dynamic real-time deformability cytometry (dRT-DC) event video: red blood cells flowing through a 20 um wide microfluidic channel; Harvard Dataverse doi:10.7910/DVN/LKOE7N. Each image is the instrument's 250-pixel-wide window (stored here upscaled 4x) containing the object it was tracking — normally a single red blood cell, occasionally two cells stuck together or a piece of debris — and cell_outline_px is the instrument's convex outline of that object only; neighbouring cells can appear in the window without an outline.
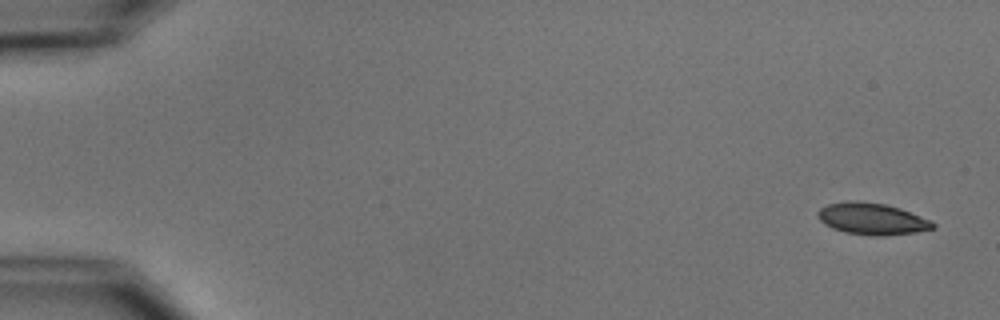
{"species": "common noctule bat (a hibernating species)", "species_latin": "Nyctalus noctula", "temperature_condition": "cold", "stored_images_in_passage": 5, "camera_frame_rate_fps": 3000, "um_per_image_px": 0.085, "animal": {"sex": "male", "body_mass_g": 15.6}, "frame": {"image": 1, "passage_image": 1, "time_ms": 0.0, "image_size_px": [1000, 320], "cell_outline_px": [[936, 228], [916, 232], [884, 236], [872, 236], [844, 232], [832, 228], [824, 224], [816, 216], [816, 212], [820, 208], [828, 204], [844, 200], [856, 200], [884, 204], [900, 208], [932, 220], [936, 224]], "centroid_in_image_um": [74.11, 18.6], "position_along_channel_um": 10.9, "area_um2": 21.62}}
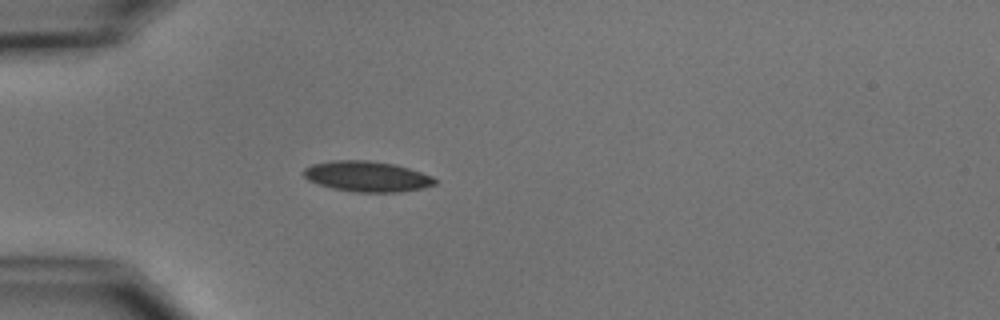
{"frame": {"image": 2, "passage_image": 5, "time_ms": 4.667, "image_size_px": [1000, 320], "cell_outline_px": [[436, 184], [424, 188], [400, 192], [356, 192], [332, 188], [308, 180], [300, 172], [304, 168], [312, 164], [332, 160], [368, 160], [396, 164], [432, 176], [436, 180]], "centroid_in_image_um": [31.18, 14.99], "position_along_channel_um": 53.8, "area_um2": 23.47}}